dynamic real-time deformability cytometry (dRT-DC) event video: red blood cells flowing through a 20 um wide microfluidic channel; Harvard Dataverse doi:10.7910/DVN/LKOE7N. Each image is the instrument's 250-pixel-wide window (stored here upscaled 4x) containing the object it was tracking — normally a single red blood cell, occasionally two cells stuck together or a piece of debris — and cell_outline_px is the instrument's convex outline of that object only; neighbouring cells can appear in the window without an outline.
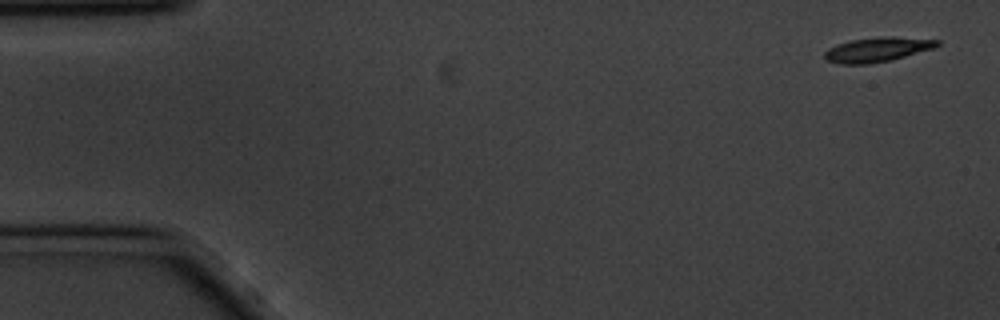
{"species": "common noctule bat (a hibernating species)", "species_latin": "Nyctalus noctula", "temperature_condition": "cold", "stored_images_in_passage": 9, "camera_frame_rate_fps": 3000, "um_per_image_px": 0.085, "animal": {"sex": "male", "body_mass_g": 20.1, "forearm_length_mm": 53.5}, "frame": {"image": 1, "passage_image": 1, "time_ms": 0.0, "image_size_px": [1000, 320], "cell_outline_px": [[940, 44], [932, 48], [892, 60], [868, 64], [840, 64], [828, 60], [824, 56], [824, 52], [828, 48], [836, 44], [848, 40], [892, 36], [940, 40]], "centroid_in_image_um": [74.54, 4.21], "position_along_channel_um": 10.5, "area_um2": 16.01}}